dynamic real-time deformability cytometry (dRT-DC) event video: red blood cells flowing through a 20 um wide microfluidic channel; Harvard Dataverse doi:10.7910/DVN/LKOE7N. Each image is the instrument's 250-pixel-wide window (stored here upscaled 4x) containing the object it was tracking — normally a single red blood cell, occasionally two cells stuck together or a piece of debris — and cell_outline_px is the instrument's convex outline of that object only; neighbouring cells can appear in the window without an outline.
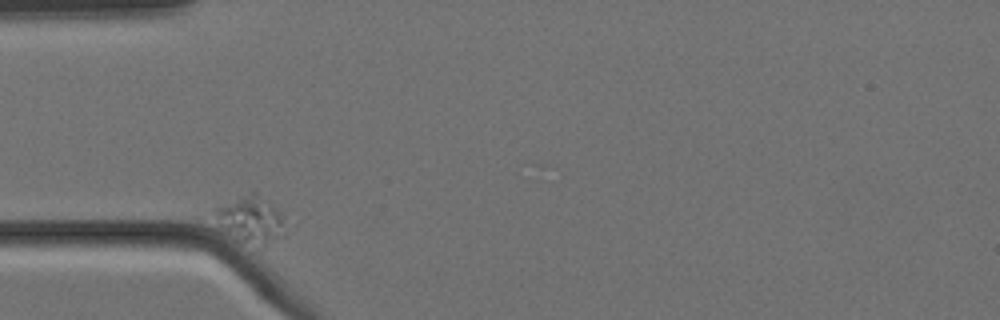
{"species": "Egyptian fruit bat (a non-hibernating species)", "species_latin": "Rousettus aegyptiacus", "temperature_condition": "cold", "stored_images_in_passage": 11, "camera_frame_rate_fps": 3000, "um_per_image_px": 0.085, "animal": {"sex": "female"}, "frame": {"image": 1, "passage_image": 1, "time_ms": 0.0, "image_size_px": [1000, 320], "cell_outline_px": [[284, 216], [276, 236], [264, 248], [236, 240], [220, 228], [216, 212], [216, 208], [240, 196], [252, 192], [256, 192], [280, 212]], "centroid_in_image_um": [21.26, 18.67], "position_along_channel_um": 63.7, "area_um2": 18.21}}
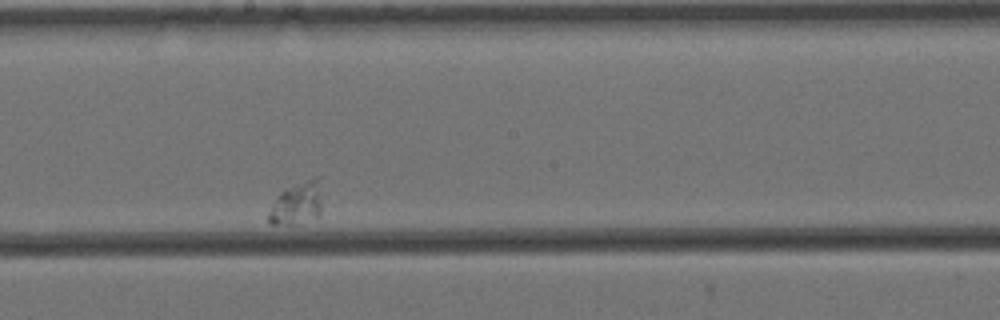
{"frame": {"image": 2, "passage_image": 7, "time_ms": 2.0, "image_size_px": [1000, 320], "cell_outline_px": [[320, 216], [296, 224], [268, 224], [268, 212], [276, 196], [280, 192], [288, 188], [316, 176], [320, 176]], "centroid_in_image_um": [25.22, 17.3], "position_along_channel_um": 223.0, "area_um2": 13.18}}
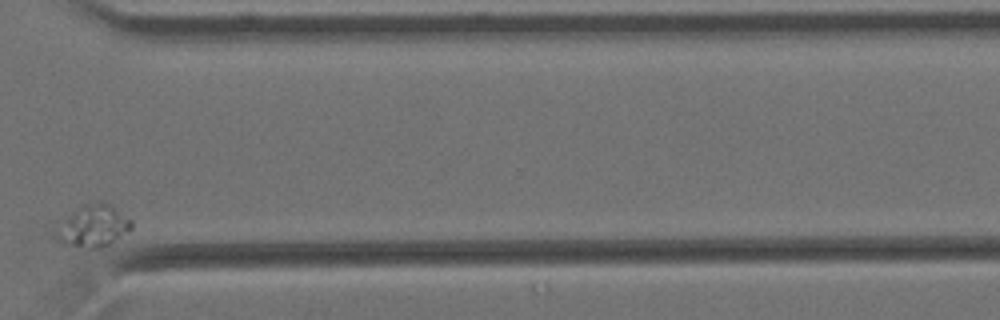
{"frame": {"image": 3, "passage_image": 11, "time_ms": 3.333, "image_size_px": [1000, 320], "cell_outline_px": [[132, 228], [128, 232], [108, 244], [100, 248], [88, 248], [60, 244], [68, 216], [72, 212], [96, 200], [100, 200], [108, 204], [132, 220]], "centroid_in_image_um": [8.08, 19.21], "position_along_channel_um": 362.5, "area_um2": 17.11}}